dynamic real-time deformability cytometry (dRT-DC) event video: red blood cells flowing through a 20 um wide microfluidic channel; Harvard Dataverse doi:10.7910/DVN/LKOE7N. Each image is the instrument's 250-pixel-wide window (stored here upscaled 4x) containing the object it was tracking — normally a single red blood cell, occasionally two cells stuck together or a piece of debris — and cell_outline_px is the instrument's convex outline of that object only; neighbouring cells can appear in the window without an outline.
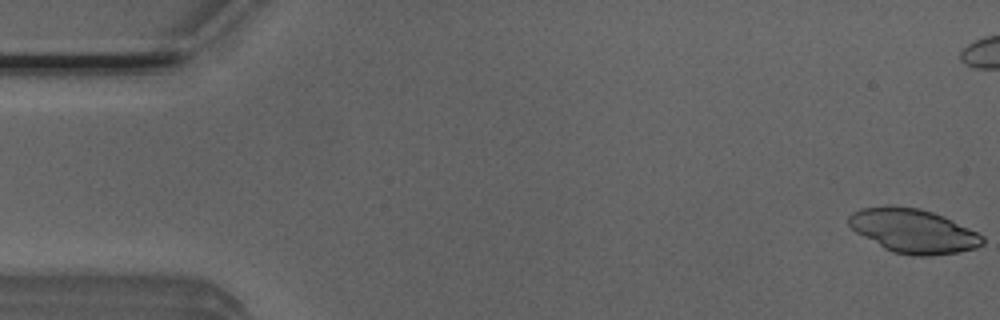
{"species": "Egyptian fruit bat (a non-hibernating species)", "species_latin": "Rousettus aegyptiacus", "temperature_condition": "room temperature", "stored_images_in_passage": 52, "camera_frame_rate_fps": 3000, "um_per_image_px": 0.085, "animal": {"sex": "male"}, "frame": {"image": 1, "passage_image": 1, "time_ms": 0.0, "image_size_px": [1000, 320], "cell_outline_px": [[984, 244], [976, 248], [956, 252], [932, 256], [912, 256], [892, 252], [884, 248], [856, 232], [848, 224], [848, 216], [852, 212], [860, 208], [888, 204], [892, 204], [920, 208], [944, 216], [984, 236]], "centroid_in_image_um": [77.6, 19.61], "position_along_channel_um": 7.4, "area_um2": 34.62}}